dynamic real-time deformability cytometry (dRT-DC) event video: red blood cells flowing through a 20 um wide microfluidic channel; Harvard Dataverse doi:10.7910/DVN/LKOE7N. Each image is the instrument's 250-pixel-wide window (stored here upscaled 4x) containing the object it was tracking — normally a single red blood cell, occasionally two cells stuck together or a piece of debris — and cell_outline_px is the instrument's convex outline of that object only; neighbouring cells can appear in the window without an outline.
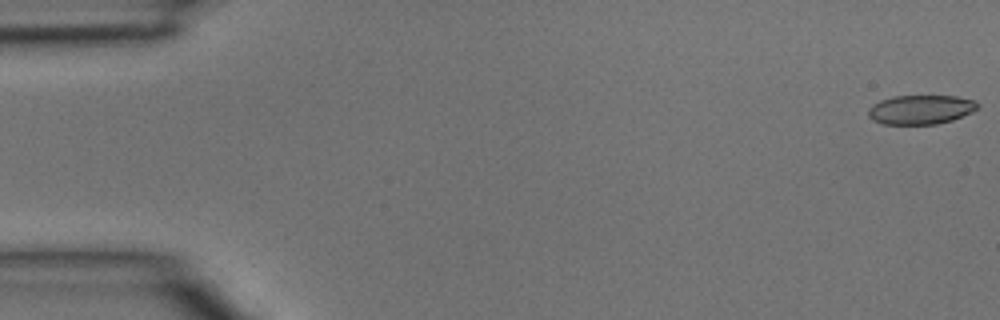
{"species": "common noctule bat (a hibernating species)", "species_latin": "Nyctalus noctula", "temperature_condition": "room temperature", "stored_images_in_passage": 5, "camera_frame_rate_fps": 3000, "um_per_image_px": 0.085, "animal": {"sex": "male", "body_mass_g": 15.6}, "frame": {"image": 1, "passage_image": 1, "time_ms": 0.0, "image_size_px": [1000, 320], "cell_outline_px": [[980, 104], [972, 112], [952, 120], [936, 124], [884, 124], [872, 120], [868, 116], [868, 108], [872, 104], [880, 100], [892, 96], [956, 96], [976, 100]], "centroid_in_image_um": [78.25, 9.31], "position_along_channel_um": 6.8, "area_um2": 18.73}}